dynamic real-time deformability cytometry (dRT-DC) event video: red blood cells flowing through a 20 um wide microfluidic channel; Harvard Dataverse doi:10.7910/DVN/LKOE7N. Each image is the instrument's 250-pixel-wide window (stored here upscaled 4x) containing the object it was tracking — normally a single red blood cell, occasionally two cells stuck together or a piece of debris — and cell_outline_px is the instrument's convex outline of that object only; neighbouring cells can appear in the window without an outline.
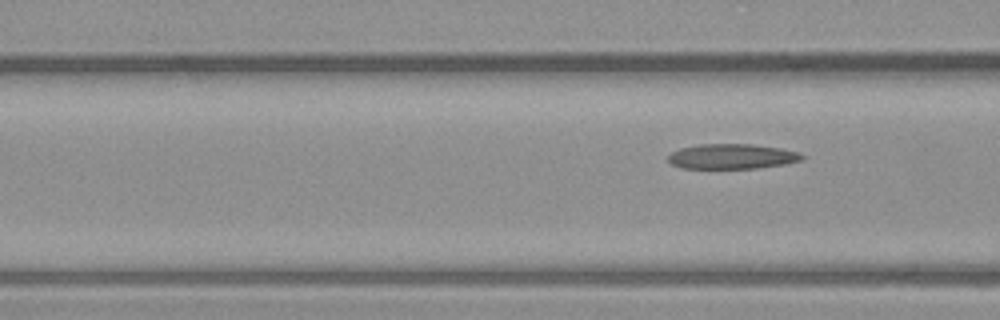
{"species": "common noctule bat (a hibernating species)", "species_latin": "Nyctalus noctula", "temperature_condition": "warm", "stored_images_in_passage": 4, "camera_frame_rate_fps": 3000, "um_per_image_px": 0.085, "animal": {"sex": "male", "body_mass_g": 23.1, "forearm_length_mm": 52.7}, "frame": {"image": 1, "passage_image": 4, "time_ms": 1.0, "image_size_px": [1000, 320], "cell_outline_px": [[804, 160], [784, 164], [756, 168], [680, 168], [672, 164], [668, 160], [668, 156], [672, 152], [680, 148], [700, 144], [752, 144], [780, 148], [800, 152], [804, 156]], "centroid_in_image_um": [62.23, 13.29], "position_along_channel_um": 104.4, "area_um2": 19.54}}